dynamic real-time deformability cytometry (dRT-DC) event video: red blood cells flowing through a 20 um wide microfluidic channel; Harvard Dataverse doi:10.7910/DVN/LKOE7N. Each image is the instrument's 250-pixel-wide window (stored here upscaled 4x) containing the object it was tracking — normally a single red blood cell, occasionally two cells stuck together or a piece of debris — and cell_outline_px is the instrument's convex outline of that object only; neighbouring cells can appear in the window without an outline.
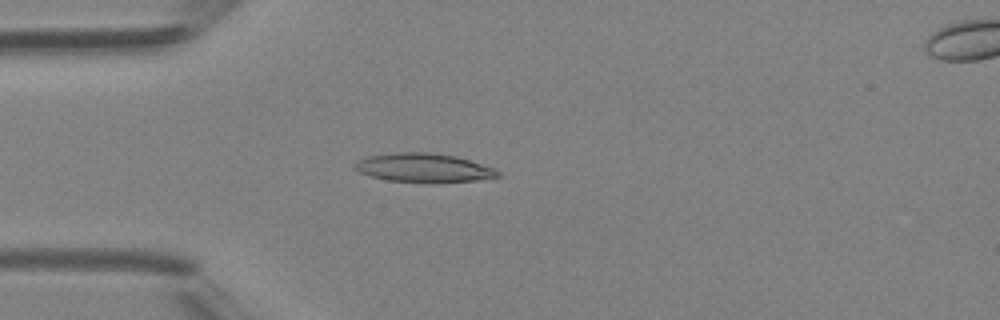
{"species": "Egyptian fruit bat (a non-hibernating species)", "species_latin": "Rousettus aegyptiacus", "temperature_condition": "room temperature", "stored_images_in_passage": 2, "camera_frame_rate_fps": 3000, "um_per_image_px": 0.085, "animal": {"sex": "female"}, "frame": {"image": 1, "passage_image": 2, "time_ms": 0.333, "image_size_px": [1000, 320], "cell_outline_px": [[500, 176], [476, 180], [388, 180], [372, 176], [360, 172], [352, 168], [352, 164], [368, 156], [392, 152], [428, 152], [456, 156], [496, 168], [500, 172]], "centroid_in_image_um": [35.98, 14.21], "position_along_channel_um": 49.0, "area_um2": 23.18}}